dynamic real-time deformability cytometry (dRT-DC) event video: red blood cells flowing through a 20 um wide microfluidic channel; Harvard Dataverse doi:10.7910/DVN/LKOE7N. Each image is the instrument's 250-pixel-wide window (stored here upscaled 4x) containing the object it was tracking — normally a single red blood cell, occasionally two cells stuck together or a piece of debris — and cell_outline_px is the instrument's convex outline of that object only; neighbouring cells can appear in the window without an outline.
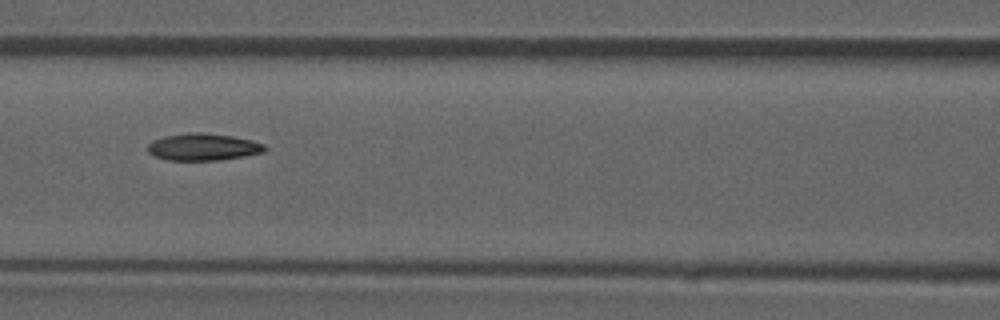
{"species": "common noctule bat (a hibernating species)", "species_latin": "Nyctalus noctula", "temperature_condition": "room temperature", "stored_images_in_passage": 52, "camera_frame_rate_fps": 3000, "um_per_image_px": 0.085, "animal": {"sex": "male", "forearm_length_mm": 52.5}, "frame": {"image": 1, "passage_image": 23, "time_ms": 7.333, "image_size_px": [1000, 320], "cell_outline_px": [[268, 148], [264, 152], [244, 156], [216, 160], [168, 160], [156, 156], [148, 152], [148, 144], [152, 140], [164, 136], [192, 132], [200, 132], [232, 136], [252, 140], [264, 144]], "centroid_in_image_um": [17.28, 12.48], "position_along_channel_um": 149.3, "area_um2": 18.38}, "authors_computed_cell_mechanics": {"area_um2": 18.4382, "velocity_mm_per_s": 3.9332, "shape_relaxation_time_tau1_ms": null, "shape_relaxation_time_tau2_ms": 3.2194, "deformation_change_tau1": null, "deformation_change_tau2": 0.0966}}